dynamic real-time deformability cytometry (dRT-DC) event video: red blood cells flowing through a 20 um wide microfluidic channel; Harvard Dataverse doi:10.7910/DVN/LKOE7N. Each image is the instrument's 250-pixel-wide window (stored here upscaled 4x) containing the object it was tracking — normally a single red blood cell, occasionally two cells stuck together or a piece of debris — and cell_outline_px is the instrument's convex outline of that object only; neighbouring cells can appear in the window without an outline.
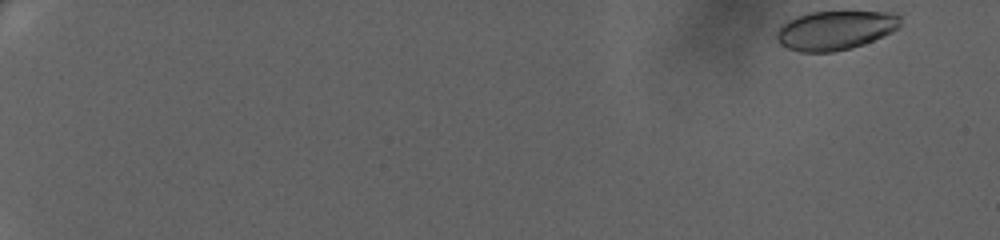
{"species": "human", "species_latin": "Homo sapiens", "temperature_condition": "warm", "stored_images_in_passage": 64, "camera_frame_rate_fps": 3000, "um_per_image_px": 0.085, "donor": {"sex": "female"}, "frame": {"image": 1, "passage_image": 1, "time_ms": 0.0, "image_size_px": [1000, 240], "cell_outline_px": [[900, 24], [892, 32], [864, 44], [852, 48], [832, 52], [800, 52], [788, 48], [780, 44], [776, 36], [780, 28], [784, 24], [796, 16], [812, 12], [884, 12], [900, 16]], "centroid_in_image_um": [70.99, 2.58], "position_along_channel_um": 14.0, "area_um2": 27.8}}
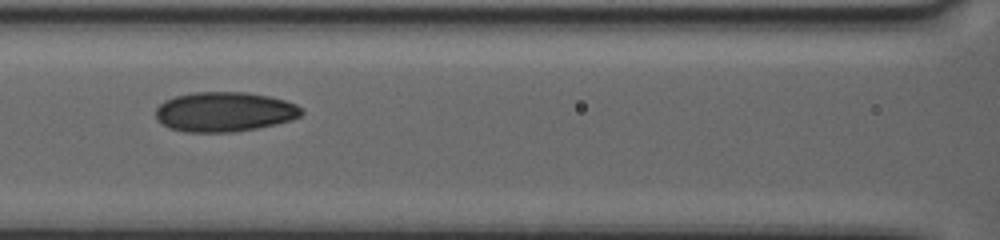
{"frame": {"image": 2, "passage_image": 33, "time_ms": 10.667, "image_size_px": [1000, 240], "cell_outline_px": [[304, 112], [300, 116], [276, 124], [256, 128], [232, 132], [188, 132], [168, 128], [156, 120], [156, 108], [164, 100], [176, 96], [192, 92], [244, 92], [268, 96], [284, 100], [296, 104]], "centroid_in_image_um": [19.03, 9.5], "position_along_channel_um": 147.6, "area_um2": 33.7}}
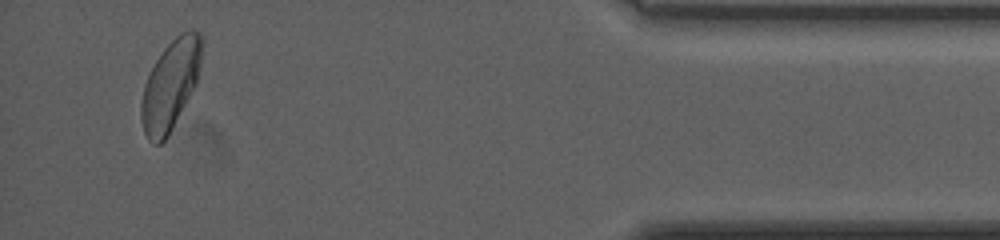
{"frame": {"image": 3, "passage_image": 62, "time_ms": 20.333, "image_size_px": [1000, 240], "cell_outline_px": [[204, 44], [196, 84], [168, 136], [160, 144], [152, 144], [148, 140], [144, 132], [140, 116], [140, 104], [144, 84], [156, 60], [164, 48], [180, 32], [200, 32], [204, 40]], "centroid_in_image_um": [14.48, 7.23], "position_along_channel_um": 420.7, "area_um2": 31.62}, "authors_computed_cell_mechanics": {"area_um2": 31.3565, "velocity_mm_per_s": 3.3102, "shape_relaxation_time_tau1_ms": 5.4357, "shape_relaxation_time_tau2_ms": 1.5048, "deformation_change_tau1": 0.144, "deformation_change_tau2": 0.0566}}